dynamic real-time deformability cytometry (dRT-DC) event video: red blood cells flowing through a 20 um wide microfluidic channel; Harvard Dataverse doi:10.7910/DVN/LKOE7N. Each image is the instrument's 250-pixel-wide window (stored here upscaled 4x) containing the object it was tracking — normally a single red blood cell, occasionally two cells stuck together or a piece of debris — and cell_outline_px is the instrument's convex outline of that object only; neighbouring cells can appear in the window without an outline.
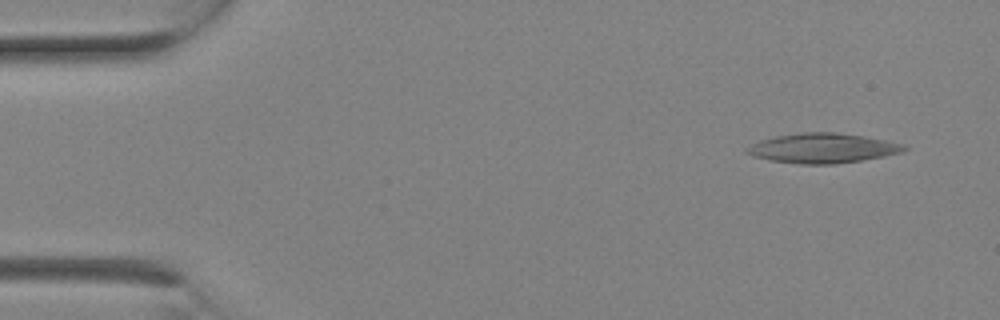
{"species": "Egyptian fruit bat (a non-hibernating species)", "species_latin": "Rousettus aegyptiacus", "temperature_condition": "room temperature", "stored_images_in_passage": 2, "camera_frame_rate_fps": 3000, "um_per_image_px": 0.085, "animal": {"sex": "female"}, "frame": {"image": 1, "passage_image": 1, "time_ms": 0.0, "image_size_px": [1000, 320], "cell_outline_px": [[908, 148], [904, 152], [884, 156], [836, 164], [800, 164], [772, 160], [752, 156], [744, 152], [744, 148], [760, 140], [776, 136], [800, 132], [832, 132], [860, 136], [884, 140], [904, 144]], "centroid_in_image_um": [69.89, 12.6], "position_along_channel_um": 15.1, "area_um2": 27.11}}